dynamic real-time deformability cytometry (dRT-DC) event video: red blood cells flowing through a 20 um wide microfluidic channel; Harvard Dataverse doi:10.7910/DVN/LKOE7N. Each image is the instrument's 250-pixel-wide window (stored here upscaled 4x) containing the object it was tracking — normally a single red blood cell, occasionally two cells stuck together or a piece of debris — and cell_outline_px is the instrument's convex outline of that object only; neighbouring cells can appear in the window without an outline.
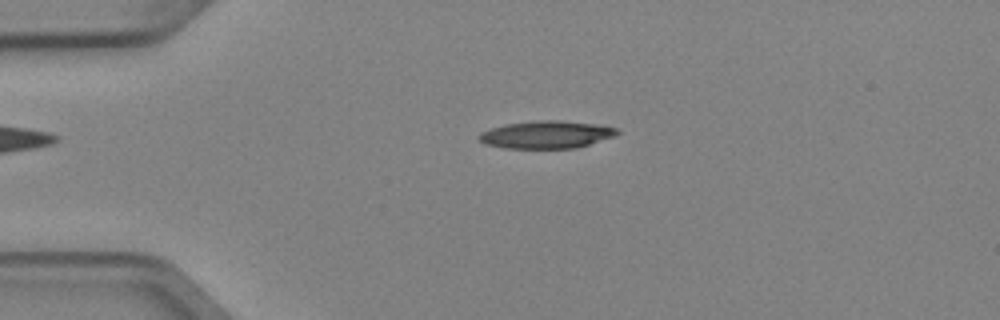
{"species": "Egyptian fruit bat (a non-hibernating species)", "species_latin": "Rousettus aegyptiacus", "temperature_condition": "cold", "stored_images_in_passage": 2, "camera_frame_rate_fps": 3000, "um_per_image_px": 0.085, "animal": {"sex": "female"}, "frame": {"image": 1, "passage_image": 1, "time_ms": 0.0, "image_size_px": [1000, 320], "cell_outline_px": [[620, 132], [616, 136], [576, 148], [504, 148], [484, 144], [476, 136], [480, 132], [504, 124], [536, 120], [560, 120], [596, 124], [616, 128]], "centroid_in_image_um": [46.42, 11.44], "position_along_channel_um": 38.6, "area_um2": 22.31}}